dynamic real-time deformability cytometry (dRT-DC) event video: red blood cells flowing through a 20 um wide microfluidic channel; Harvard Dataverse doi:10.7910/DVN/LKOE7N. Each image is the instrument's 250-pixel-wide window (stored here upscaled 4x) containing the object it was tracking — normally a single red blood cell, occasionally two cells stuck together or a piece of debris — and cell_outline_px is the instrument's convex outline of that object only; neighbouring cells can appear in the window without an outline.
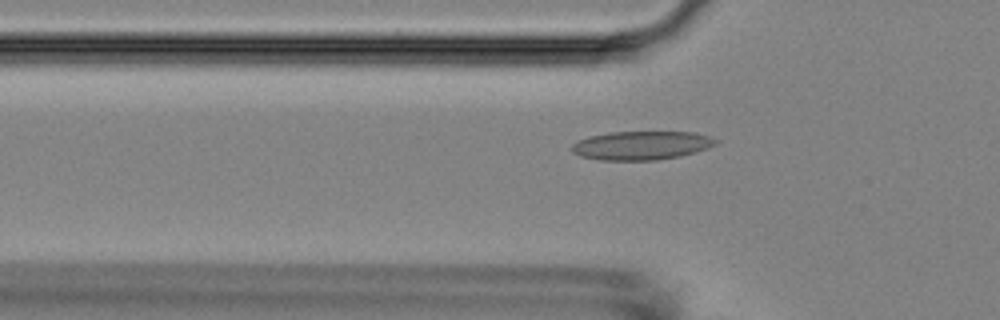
{"species": "Egyptian fruit bat (a non-hibernating species)", "species_latin": "Rousettus aegyptiacus", "temperature_condition": "room temperature", "stored_images_in_passage": 37, "camera_frame_rate_fps": 3000, "um_per_image_px": 0.085, "animal": {"sex": "female"}, "frame": {"image": 1, "passage_image": 3, "time_ms": 0.667, "image_size_px": [1000, 320], "cell_outline_px": [[716, 144], [708, 148], [680, 156], [656, 160], [600, 160], [580, 156], [572, 152], [572, 144], [576, 140], [588, 136], [608, 132], [696, 132], [708, 136], [716, 140]], "centroid_in_image_um": [54.47, 12.36], "position_along_channel_um": 71.3, "area_um2": 24.1}}
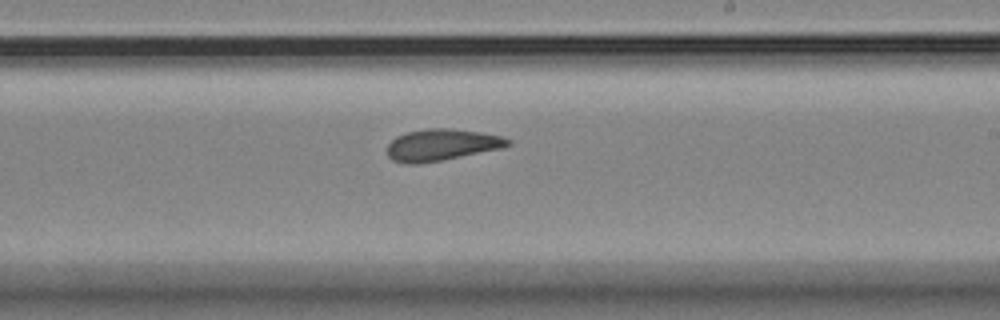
{"frame": {"image": 2, "passage_image": 18, "time_ms": 5.667, "image_size_px": [1000, 320], "cell_outline_px": [[512, 144], [500, 148], [440, 160], [416, 164], [404, 164], [392, 160], [388, 156], [388, 144], [396, 136], [408, 132], [428, 128], [452, 128], [480, 132], [504, 136], [512, 140]], "centroid_in_image_um": [37.54, 12.3], "position_along_channel_um": 251.5, "area_um2": 22.14}}
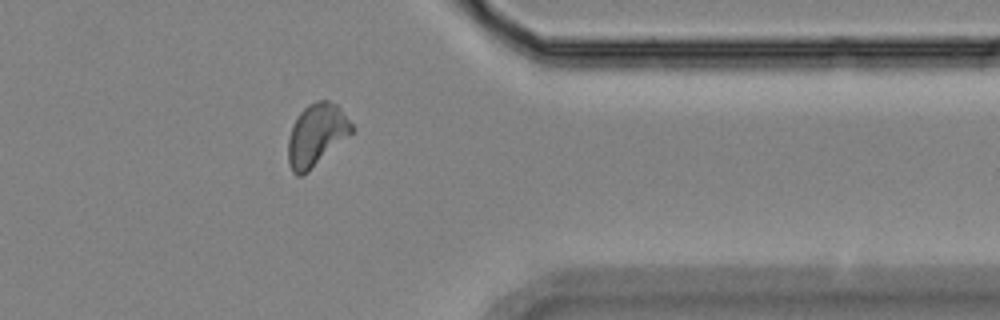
{"frame": {"image": 3, "passage_image": 30, "time_ms": 9.667, "image_size_px": [1000, 320], "cell_outline_px": [[352, 132], [304, 176], [296, 176], [292, 172], [288, 164], [288, 140], [292, 128], [300, 112], [308, 104], [316, 100], [328, 100], [336, 104], [340, 108], [352, 124]], "centroid_in_image_um": [26.87, 11.49], "position_along_channel_um": 384.5, "area_um2": 22.83}, "authors_computed_cell_mechanics": {"area_um2": 22.0796, "velocity_mm_per_s": 3.5852, "shape_relaxation_time_tau1_ms": null, "shape_relaxation_time_tau2_ms": 3.3092, "deformation_change_tau1": null, "deformation_change_tau2": 0.0963}}